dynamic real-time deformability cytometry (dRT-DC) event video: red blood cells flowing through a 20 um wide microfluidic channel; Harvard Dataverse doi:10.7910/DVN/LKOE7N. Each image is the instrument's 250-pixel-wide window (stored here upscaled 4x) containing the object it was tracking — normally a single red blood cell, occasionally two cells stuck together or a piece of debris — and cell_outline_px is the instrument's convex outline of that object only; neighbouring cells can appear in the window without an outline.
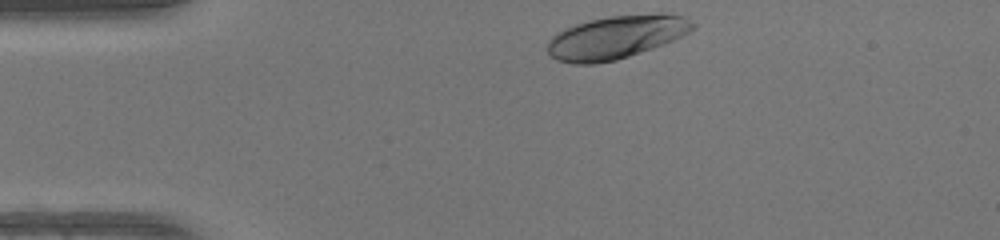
{"species": "human", "species_latin": "Homo sapiens", "temperature_condition": "warm", "stored_images_in_passage": 32, "camera_frame_rate_fps": 3000, "um_per_image_px": 0.085, "donor": {"sex": "female"}, "frame": {"image": 1, "passage_image": 1, "time_ms": 0.0, "image_size_px": [1000, 240], "cell_outline_px": [[696, 28], [664, 44], [616, 60], [592, 64], [572, 64], [556, 60], [548, 52], [548, 40], [556, 32], [564, 28], [588, 20], [608, 16], [660, 12], [664, 12], [680, 16], [696, 24]], "centroid_in_image_um": [52.35, 3.14], "position_along_channel_um": 32.7, "area_um2": 36.65}}
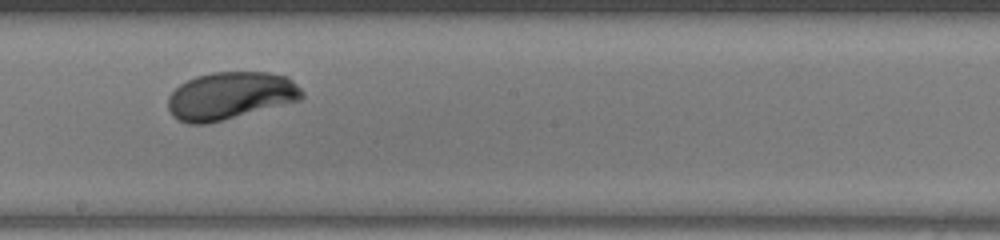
{"frame": {"image": 2, "passage_image": 19, "time_ms": 6.0, "image_size_px": [1000, 240], "cell_outline_px": [[304, 96], [300, 100], [208, 124], [188, 124], [172, 116], [168, 108], [168, 96], [180, 84], [196, 76], [212, 72], [268, 72], [288, 76], [304, 92]], "centroid_in_image_um": [19.57, 8.13], "position_along_channel_um": 228.6, "area_um2": 37.17}}
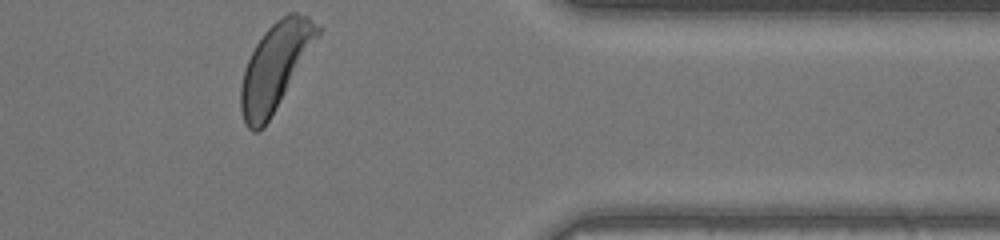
{"frame": {"image": 3, "passage_image": 32, "time_ms": 10.333, "image_size_px": [1000, 240], "cell_outline_px": [[324, 28], [264, 128], [256, 132], [252, 132], [244, 124], [240, 108], [240, 84], [244, 68], [256, 44], [264, 32], [276, 20], [288, 12], [296, 12], [308, 16]], "centroid_in_image_um": [23.39, 5.65], "position_along_channel_um": 388.0, "area_um2": 38.55}, "authors_computed_cell_mechanics": {"area_um2": 36.6452, "velocity_mm_per_s": 4.1321, "shape_relaxation_time_tau1_ms": 2.4754, "shape_relaxation_time_tau2_ms": null, "deformation_change_tau1": 0.1505, "deformation_change_tau2": null}}